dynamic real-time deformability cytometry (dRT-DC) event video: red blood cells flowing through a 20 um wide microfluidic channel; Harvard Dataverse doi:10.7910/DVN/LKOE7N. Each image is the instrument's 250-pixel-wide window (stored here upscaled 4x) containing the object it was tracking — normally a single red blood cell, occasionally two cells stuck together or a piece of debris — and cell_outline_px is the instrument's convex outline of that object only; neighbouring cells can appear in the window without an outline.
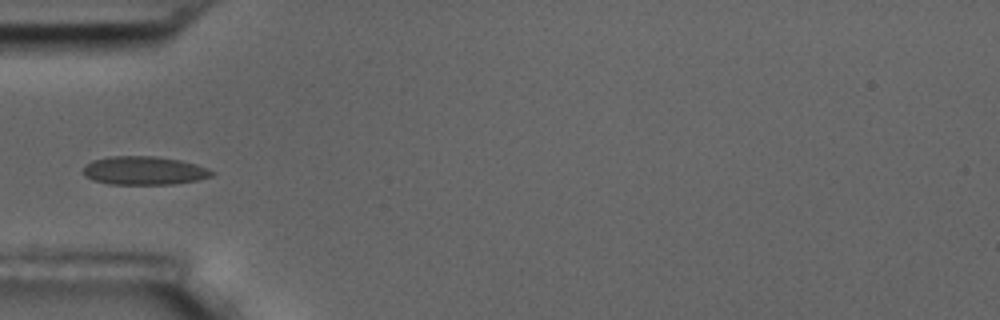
{"species": "common noctule bat (a hibernating species)", "species_latin": "Nyctalus noctula", "temperature_condition": "room temperature", "stored_images_in_passage": 9, "camera_frame_rate_fps": 3000, "um_per_image_px": 0.085, "animal": {"sex": "male", "body_mass_g": 17.5, "forearm_length_mm": 52.3}, "frame": {"image": 1, "passage_image": 1, "time_ms": 0.0, "image_size_px": [1000, 320], "cell_outline_px": [[216, 172], [212, 176], [196, 180], [172, 184], [108, 184], [92, 180], [84, 176], [84, 164], [92, 160], [108, 156], [156, 156], [180, 160], [196, 164], [208, 168]], "centroid_in_image_um": [12.23, 14.49], "position_along_channel_um": 72.8, "area_um2": 21.5}}
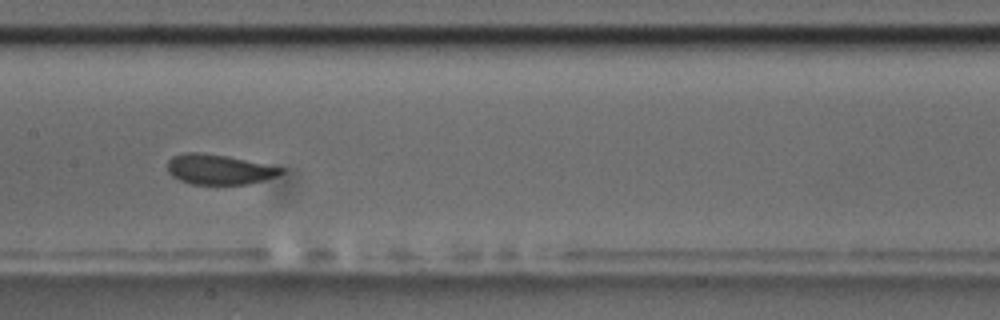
{"frame": {"image": 2, "passage_image": 4, "time_ms": 3.333, "image_size_px": [1000, 320], "cell_outline_px": [[284, 172], [276, 176], [264, 180], [248, 184], [192, 184], [180, 180], [172, 176], [168, 172], [168, 160], [172, 156], [184, 152], [200, 152], [228, 156], [284, 168]], "centroid_in_image_um": [18.6, 14.39], "position_along_channel_um": 188.8, "area_um2": 19.88}}
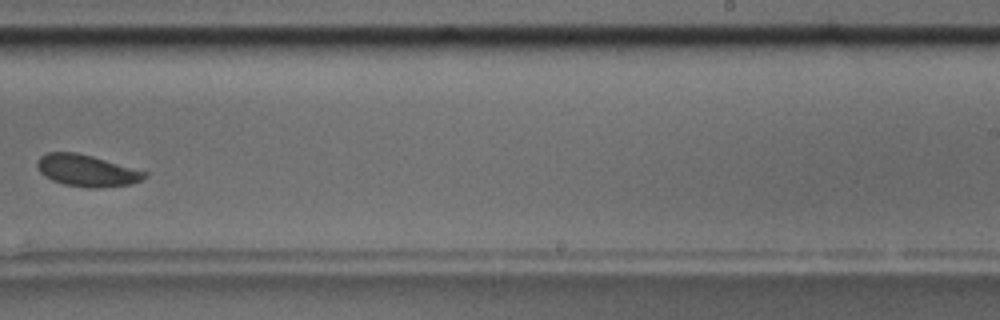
{"frame": {"image": 3, "passage_image": 6, "time_ms": 6.0, "image_size_px": [1000, 320], "cell_outline_px": [[148, 176], [140, 180], [128, 184], [96, 188], [84, 188], [64, 184], [52, 180], [44, 176], [40, 172], [36, 164], [40, 156], [48, 152], [76, 152], [92, 156], [148, 172]], "centroid_in_image_um": [7.35, 14.5], "position_along_channel_um": 281.7, "area_um2": 19.77}}